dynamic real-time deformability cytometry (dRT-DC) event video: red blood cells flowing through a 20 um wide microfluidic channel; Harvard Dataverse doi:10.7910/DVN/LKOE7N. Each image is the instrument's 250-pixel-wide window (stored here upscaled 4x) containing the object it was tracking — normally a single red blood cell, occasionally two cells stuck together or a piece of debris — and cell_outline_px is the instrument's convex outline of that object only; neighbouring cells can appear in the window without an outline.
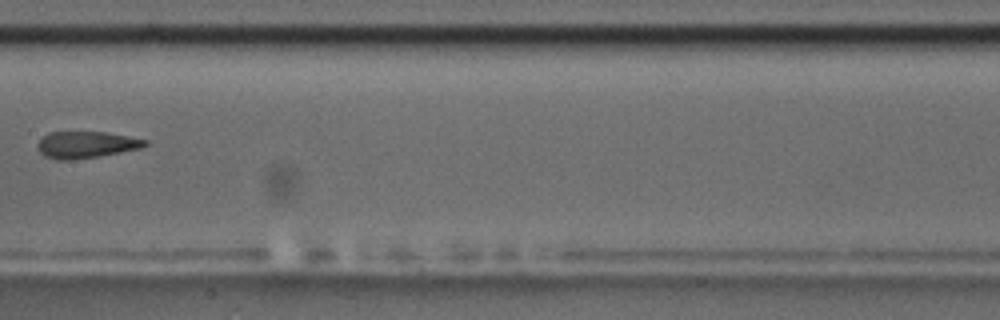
{"species": "common noctule bat (a hibernating species)", "species_latin": "Nyctalus noctula", "temperature_condition": "room temperature", "stored_images_in_passage": 9, "camera_frame_rate_fps": 3000, "um_per_image_px": 0.085, "animal": {"sex": "male", "body_mass_g": 17.5, "forearm_length_mm": 52.3}, "frame": {"image": 1, "passage_image": 8, "time_ms": 9.0, "image_size_px": [1000, 320], "cell_outline_px": [[148, 144], [140, 148], [100, 156], [72, 160], [56, 160], [44, 156], [40, 152], [36, 144], [48, 132], [104, 132], [148, 140]], "centroid_in_image_um": [7.29, 12.31], "position_along_channel_um": 200.1, "area_um2": 16.65}}
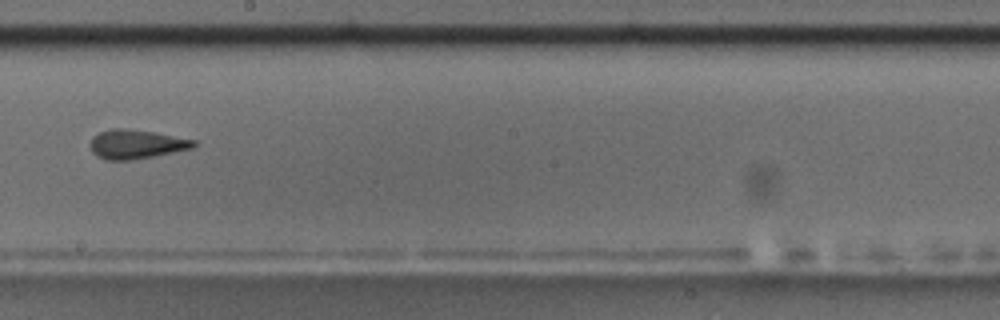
{"frame": {"image": 2, "passage_image": 9, "time_ms": 10.0, "image_size_px": [1000, 320], "cell_outline_px": [[196, 144], [192, 148], [132, 160], [104, 160], [96, 156], [92, 152], [88, 144], [92, 136], [108, 128], [128, 128], [152, 132], [196, 140]], "centroid_in_image_um": [11.49, 12.25], "position_along_channel_um": 236.7, "area_um2": 17.63}}